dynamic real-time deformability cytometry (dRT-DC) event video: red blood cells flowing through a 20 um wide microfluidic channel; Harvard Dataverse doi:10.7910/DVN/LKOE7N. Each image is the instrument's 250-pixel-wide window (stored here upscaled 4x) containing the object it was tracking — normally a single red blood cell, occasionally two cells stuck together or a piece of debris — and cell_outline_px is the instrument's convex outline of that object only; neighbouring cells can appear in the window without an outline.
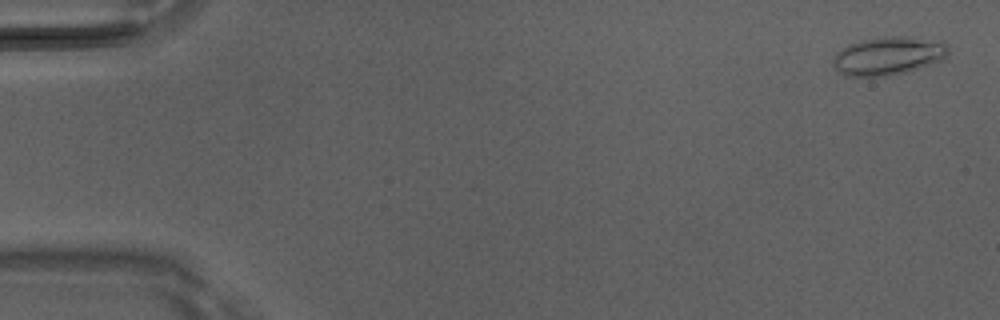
{"species": "Egyptian fruit bat (a non-hibernating species)", "species_latin": "Rousettus aegyptiacus", "temperature_condition": "room temperature", "stored_images_in_passage": 6, "camera_frame_rate_fps": 3000, "um_per_image_px": 0.085, "animal": {"sex": "male"}, "frame": {"image": 1, "passage_image": 1, "time_ms": 0.0, "image_size_px": [1000, 320], "cell_outline_px": [[948, 56], [944, 60], [908, 72], [888, 76], [844, 76], [832, 64], [832, 60], [836, 52], [848, 44], [864, 40], [884, 36], [908, 36], [944, 40], [948, 44]], "centroid_in_image_um": [75.57, 4.74], "position_along_channel_um": 9.4, "area_um2": 26.3}}